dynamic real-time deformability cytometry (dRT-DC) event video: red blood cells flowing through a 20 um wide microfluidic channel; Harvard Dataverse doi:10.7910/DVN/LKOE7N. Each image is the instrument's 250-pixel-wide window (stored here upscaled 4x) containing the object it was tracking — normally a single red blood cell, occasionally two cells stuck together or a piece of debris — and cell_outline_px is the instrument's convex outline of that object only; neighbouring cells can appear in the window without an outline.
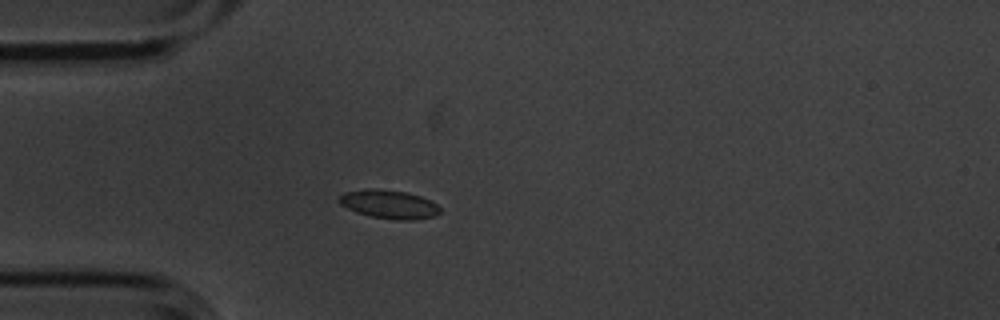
{"species": "common noctule bat (a hibernating species)", "species_latin": "Nyctalus noctula", "temperature_condition": "cold", "stored_images_in_passage": 4, "camera_frame_rate_fps": 3000, "um_per_image_px": 0.085, "animal": {"sex": "male", "body_mass_g": 20.1, "forearm_length_mm": 53.5}, "frame": {"image": 1, "passage_image": 4, "time_ms": 1.0, "image_size_px": [1000, 320], "cell_outline_px": [[440, 212], [436, 216], [416, 220], [396, 220], [372, 216], [356, 212], [340, 204], [340, 196], [344, 192], [368, 188], [372, 188], [408, 192], [420, 196], [436, 204], [440, 208]], "centroid_in_image_um": [33.09, 17.36], "position_along_channel_um": 51.9, "area_um2": 16.76}}